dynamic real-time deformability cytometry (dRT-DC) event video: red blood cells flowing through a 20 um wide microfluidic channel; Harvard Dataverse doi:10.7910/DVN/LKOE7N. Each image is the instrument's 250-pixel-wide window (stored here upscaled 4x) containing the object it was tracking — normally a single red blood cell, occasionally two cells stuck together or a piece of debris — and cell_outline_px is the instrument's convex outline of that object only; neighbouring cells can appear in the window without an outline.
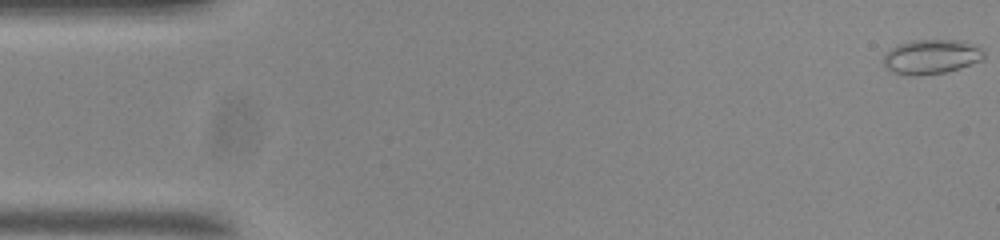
{"species": "common noctule bat (a hibernating species)", "species_latin": "Nyctalus noctula", "temperature_condition": "room temperature", "stored_images_in_passage": 55, "camera_frame_rate_fps": 3000, "um_per_image_px": 0.085, "animal": {"sex": "male", "body_mass_g": 20.0, "forearm_length_mm": 53.3}, "frame": {"image": 1, "passage_image": 1, "time_ms": 0.0, "image_size_px": [1000, 240], "cell_outline_px": [[984, 60], [960, 68], [944, 72], [916, 76], [908, 76], [884, 68], [884, 56], [892, 48], [900, 44], [912, 40], [964, 40], [984, 48]], "centroid_in_image_um": [79.22, 4.82], "position_along_channel_um": 5.8, "area_um2": 20.35}}
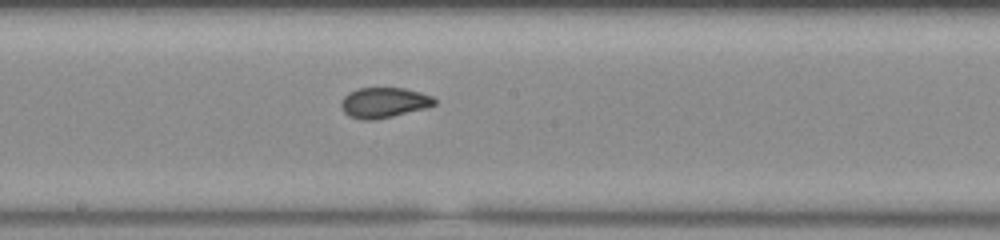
{"frame": {"image": 2, "passage_image": 29, "time_ms": 9.333, "image_size_px": [1000, 240], "cell_outline_px": [[436, 104], [428, 108], [392, 116], [372, 120], [364, 120], [348, 116], [340, 108], [340, 104], [344, 96], [348, 92], [356, 88], [404, 88], [420, 92], [432, 96], [436, 100]], "centroid_in_image_um": [32.62, 8.72], "position_along_channel_um": 215.6, "area_um2": 16.65}}
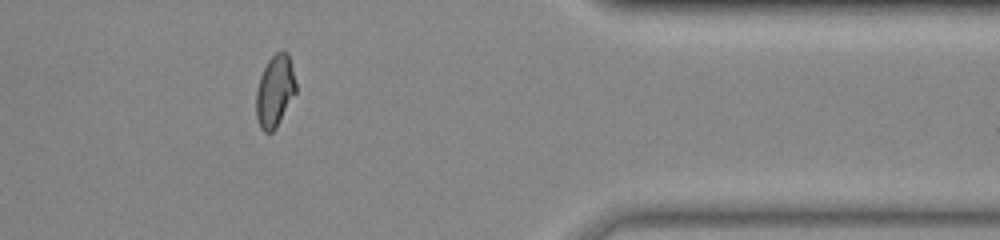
{"frame": {"image": 3, "passage_image": 45, "time_ms": 14.667, "image_size_px": [1000, 240], "cell_outline_px": [[296, 92], [276, 128], [272, 132], [264, 132], [260, 128], [256, 116], [256, 92], [260, 76], [268, 60], [276, 52], [288, 52], [296, 84]], "centroid_in_image_um": [23.35, 7.76], "position_along_channel_um": 388.0, "area_um2": 16.53}, "authors_computed_cell_mechanics": {"area_um2": 17.051, "velocity_mm_per_s": 3.7, "shape_relaxation_time_tau1_ms": null, "shape_relaxation_time_tau2_ms": 1.0428, "deformation_change_tau1": null, "deformation_change_tau2": 0.0487}}